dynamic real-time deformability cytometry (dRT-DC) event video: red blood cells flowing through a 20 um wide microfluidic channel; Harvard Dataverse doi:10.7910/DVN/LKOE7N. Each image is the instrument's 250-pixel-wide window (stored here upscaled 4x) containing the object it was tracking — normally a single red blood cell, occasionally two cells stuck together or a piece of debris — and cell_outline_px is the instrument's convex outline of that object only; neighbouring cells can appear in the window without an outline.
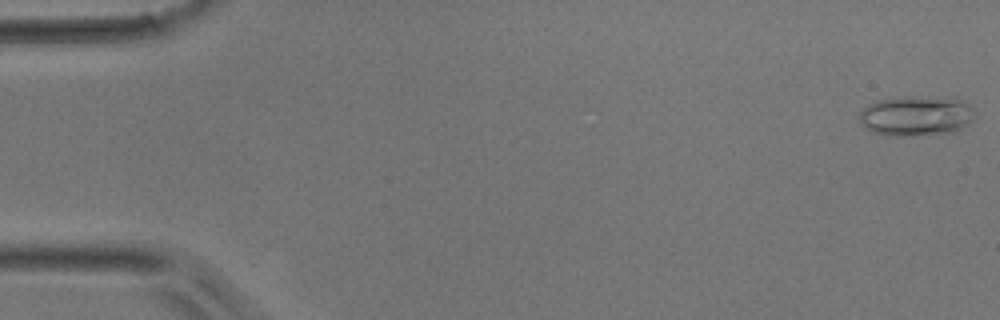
{"species": "common noctule bat (a hibernating species)", "species_latin": "Nyctalus noctula", "temperature_condition": "room temperature", "stored_images_in_passage": 6, "camera_frame_rate_fps": 3000, "um_per_image_px": 0.085, "animal": {"sex": "male", "body_mass_g": 17.9}, "frame": {"image": 1, "passage_image": 1, "time_ms": 0.0, "image_size_px": [1000, 320], "cell_outline_px": [[972, 116], [956, 132], [912, 136], [892, 136], [872, 132], [864, 128], [860, 124], [860, 112], [868, 104], [876, 100], [908, 96], [912, 96], [960, 100], [968, 108]], "centroid_in_image_um": [77.72, 9.87], "position_along_channel_um": 7.3, "area_um2": 26.3}}